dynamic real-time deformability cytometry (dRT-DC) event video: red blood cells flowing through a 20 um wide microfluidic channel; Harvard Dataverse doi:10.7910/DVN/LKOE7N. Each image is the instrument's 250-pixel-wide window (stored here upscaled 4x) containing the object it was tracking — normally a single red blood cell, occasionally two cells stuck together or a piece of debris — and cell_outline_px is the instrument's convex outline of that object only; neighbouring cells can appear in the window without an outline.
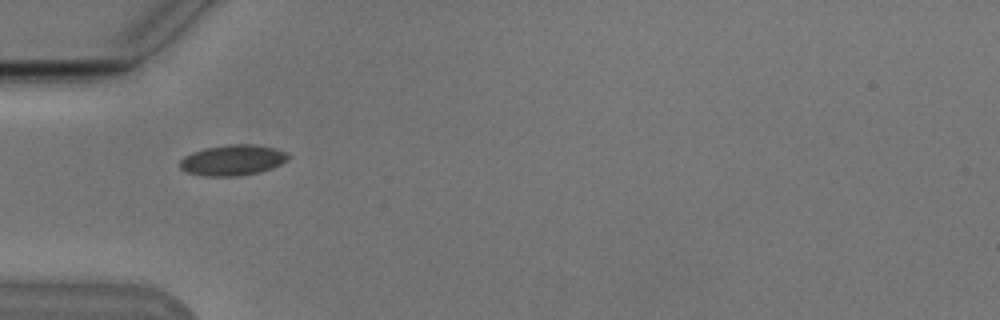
{"species": "Egyptian fruit bat (a non-hibernating species)", "species_latin": "Rousettus aegyptiacus", "temperature_condition": "cold", "stored_images_in_passage": 3, "camera_frame_rate_fps": 3000, "um_per_image_px": 0.085, "animal": {"sex": "male"}, "frame": {"image": 1, "passage_image": 1, "time_ms": 0.0, "image_size_px": [1000, 320], "cell_outline_px": [[292, 156], [288, 160], [272, 168], [260, 172], [236, 176], [204, 176], [184, 172], [180, 168], [180, 160], [184, 156], [192, 152], [204, 148], [228, 144], [252, 144], [276, 148], [288, 152]], "centroid_in_image_um": [19.79, 13.61], "position_along_channel_um": 65.2, "area_um2": 19.65}}
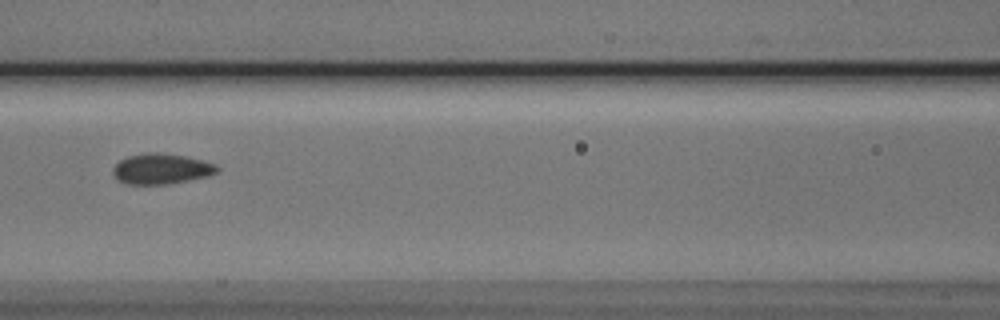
{"frame": {"image": 2, "passage_image": 3, "time_ms": 2.333, "image_size_px": [1000, 320], "cell_outline_px": [[220, 168], [216, 172], [208, 176], [168, 184], [128, 184], [116, 180], [112, 172], [112, 168], [120, 160], [128, 156], [148, 152], [160, 152], [184, 156], [216, 164]], "centroid_in_image_um": [13.68, 14.35], "position_along_channel_um": 152.9, "area_um2": 18.5}}